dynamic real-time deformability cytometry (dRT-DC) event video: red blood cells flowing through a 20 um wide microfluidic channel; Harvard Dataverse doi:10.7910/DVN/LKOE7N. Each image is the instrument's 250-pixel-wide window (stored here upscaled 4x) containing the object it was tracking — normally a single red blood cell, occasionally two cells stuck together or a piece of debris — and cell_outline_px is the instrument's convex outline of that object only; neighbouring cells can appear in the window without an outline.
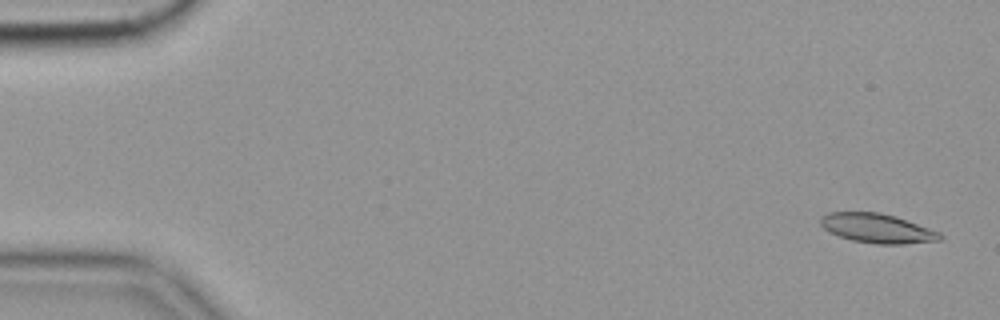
{"species": "common noctule bat (a hibernating species)", "species_latin": "Nyctalus noctula", "temperature_condition": "cold", "stored_images_in_passage": 57, "camera_frame_rate_fps": 3000, "um_per_image_px": 0.085, "animal": {"sex": "female", "body_mass_g": 19.9}, "frame": {"image": 1, "passage_image": 2, "time_ms": 0.333, "image_size_px": [1000, 320], "cell_outline_px": [[944, 236], [940, 240], [904, 244], [876, 244], [852, 240], [828, 232], [820, 224], [820, 216], [828, 212], [880, 212], [896, 216], [940, 232]], "centroid_in_image_um": [74.55, 19.4], "position_along_channel_um": 10.4, "area_um2": 20.52}}
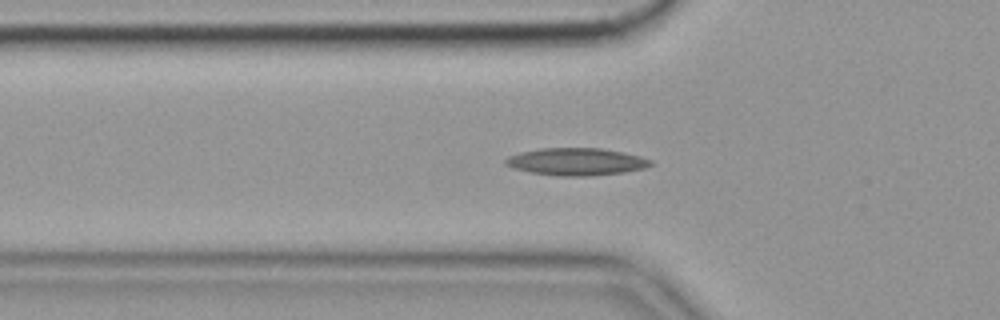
{"frame": {"image": 2, "passage_image": 19, "time_ms": 6.0, "image_size_px": [1000, 320], "cell_outline_px": [[652, 164], [644, 168], [624, 172], [592, 176], [556, 176], [528, 172], [512, 168], [504, 164], [504, 160], [508, 156], [520, 152], [540, 148], [600, 148], [624, 152], [640, 156], [652, 160]], "centroid_in_image_um": [48.95, 13.75], "position_along_channel_um": 76.9, "area_um2": 23.35}}
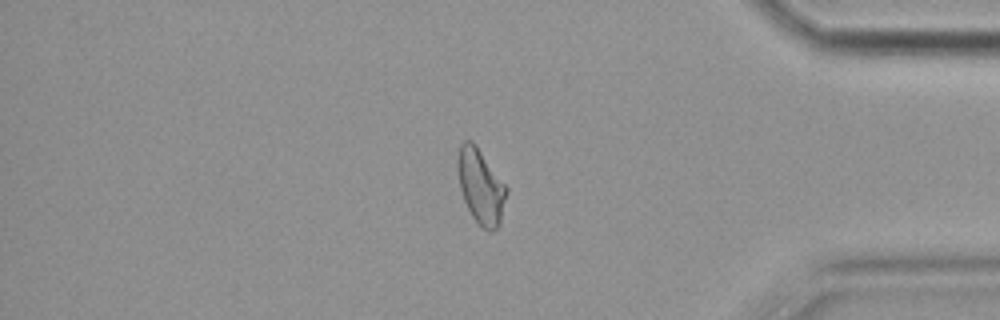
{"frame": {"image": 3, "passage_image": 48, "time_ms": 15.667, "image_size_px": [1000, 320], "cell_outline_px": [[508, 192], [500, 220], [496, 228], [492, 232], [488, 232], [472, 216], [464, 200], [460, 188], [456, 168], [456, 160], [460, 144], [464, 140], [472, 140], [476, 144], [508, 188]], "centroid_in_image_um": [40.84, 15.79], "position_along_channel_um": 394.4, "area_um2": 21.33}, "authors_computed_cell_mechanics": {"area_um2": 20.6924, "velocity_mm_per_s": 3.5483, "shape_relaxation_time_tau1_ms": null, "shape_relaxation_time_tau2_ms": 4.2407, "deformation_change_tau1": null, "deformation_change_tau2": 0.1176}}